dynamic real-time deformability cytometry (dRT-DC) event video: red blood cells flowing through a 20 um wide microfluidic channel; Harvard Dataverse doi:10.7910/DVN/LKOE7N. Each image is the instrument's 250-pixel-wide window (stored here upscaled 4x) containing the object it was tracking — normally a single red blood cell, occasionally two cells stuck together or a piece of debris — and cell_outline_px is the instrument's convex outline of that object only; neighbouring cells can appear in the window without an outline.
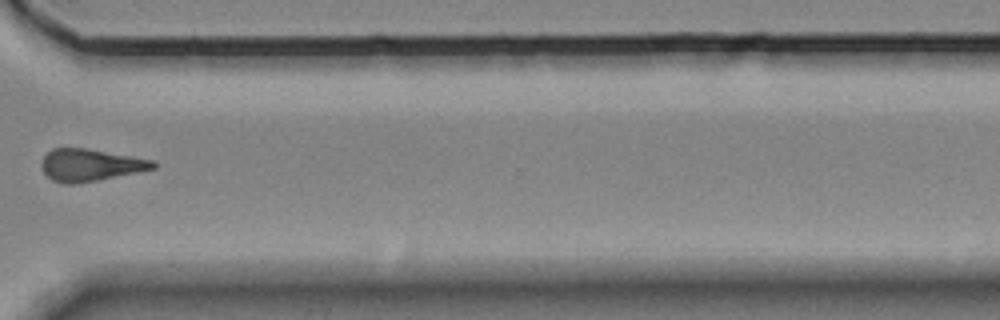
{"species": "Egyptian fruit bat (a non-hibernating species)", "species_latin": "Rousettus aegyptiacus", "temperature_condition": "room temperature", "stored_images_in_passage": 16, "camera_frame_rate_fps": 3000, "um_per_image_px": 0.085, "animal": {"sex": "female"}, "frame": {"image": 1, "passage_image": 12, "time_ms": 3.667, "image_size_px": [1000, 320], "cell_outline_px": [[156, 168], [140, 172], [96, 180], [72, 184], [64, 184], [52, 180], [44, 172], [40, 164], [44, 156], [52, 148], [88, 148], [152, 160], [156, 164]], "centroid_in_image_um": [7.66, 14.02], "position_along_channel_um": 362.9, "area_um2": 20.81}}
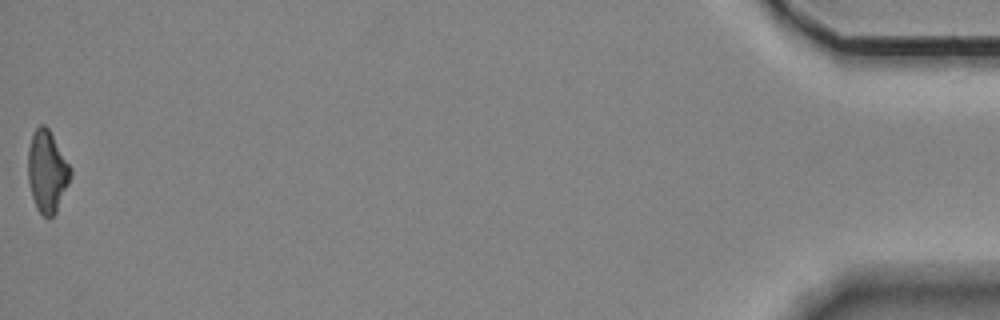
{"frame": {"image": 2, "passage_image": 16, "time_ms": 5.0, "image_size_px": [1000, 320], "cell_outline_px": [[72, 176], [56, 212], [48, 220], [36, 208], [32, 196], [28, 180], [28, 148], [32, 136], [36, 128], [40, 124], [44, 124], [48, 128], [72, 168]], "centroid_in_image_um": [4.01, 14.59], "position_along_channel_um": 431.2, "area_um2": 20.29}}